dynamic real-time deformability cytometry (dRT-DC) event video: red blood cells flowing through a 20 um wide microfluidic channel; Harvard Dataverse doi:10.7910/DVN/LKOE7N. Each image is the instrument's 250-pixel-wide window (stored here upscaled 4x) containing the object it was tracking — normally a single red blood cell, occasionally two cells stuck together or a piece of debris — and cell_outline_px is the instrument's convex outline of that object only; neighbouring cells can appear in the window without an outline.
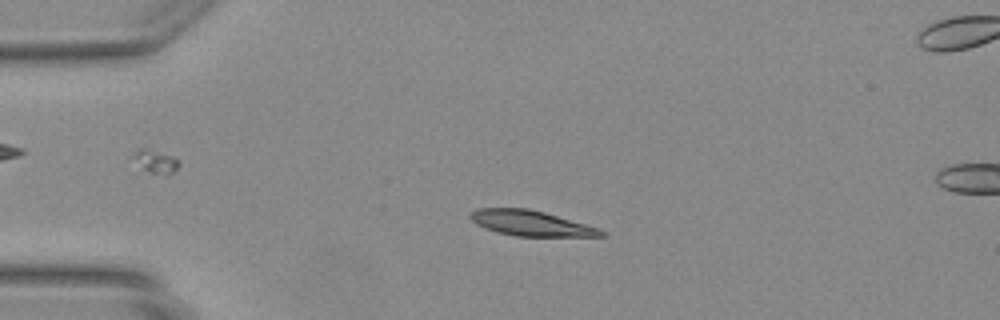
{"species": "Egyptian fruit bat (a non-hibernating species)", "species_latin": "Rousettus aegyptiacus", "temperature_condition": "warm", "stored_images_in_passage": 47, "camera_frame_rate_fps": 3000, "um_per_image_px": 0.085, "animal": {"sex": "female"}, "frame": {"image": 1, "passage_image": 11, "time_ms": 3.333, "image_size_px": [1000, 320], "cell_outline_px": [[608, 236], [516, 236], [496, 232], [484, 228], [476, 224], [468, 216], [476, 208], [528, 208], [544, 212], [600, 228]], "centroid_in_image_um": [45.11, 18.97], "position_along_channel_um": 39.9, "area_um2": 19.31}}
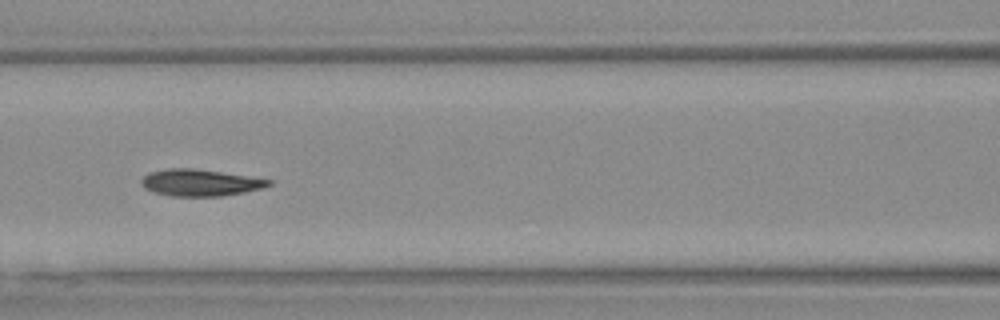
{"frame": {"image": 2, "passage_image": 21, "time_ms": 6.667, "image_size_px": [1000, 320], "cell_outline_px": [[272, 184], [260, 188], [244, 192], [220, 196], [172, 196], [156, 192], [144, 188], [140, 184], [140, 180], [148, 172], [168, 168], [192, 168], [220, 172], [272, 180]], "centroid_in_image_um": [16.95, 15.52], "position_along_channel_um": 149.6, "area_um2": 19.59}}
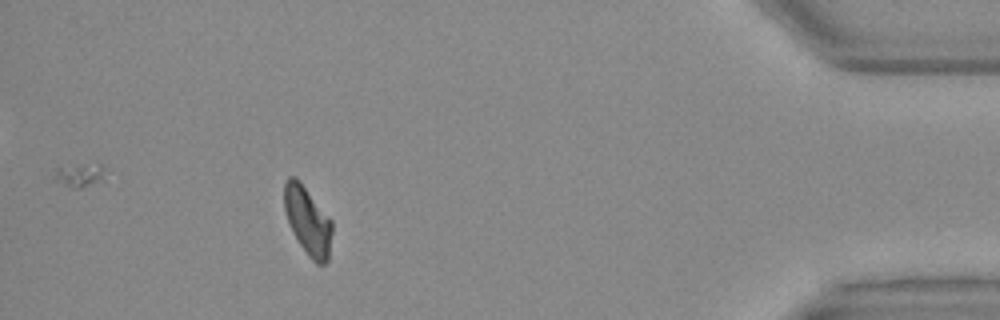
{"frame": {"image": 3, "passage_image": 43, "time_ms": 14.0, "image_size_px": [1000, 320], "cell_outline_px": [[332, 232], [328, 260], [324, 264], [316, 264], [308, 256], [300, 244], [288, 220], [284, 208], [284, 184], [288, 176], [296, 176], [332, 220]], "centroid_in_image_um": [26.17, 18.75], "position_along_channel_um": 409.0, "area_um2": 18.84}}